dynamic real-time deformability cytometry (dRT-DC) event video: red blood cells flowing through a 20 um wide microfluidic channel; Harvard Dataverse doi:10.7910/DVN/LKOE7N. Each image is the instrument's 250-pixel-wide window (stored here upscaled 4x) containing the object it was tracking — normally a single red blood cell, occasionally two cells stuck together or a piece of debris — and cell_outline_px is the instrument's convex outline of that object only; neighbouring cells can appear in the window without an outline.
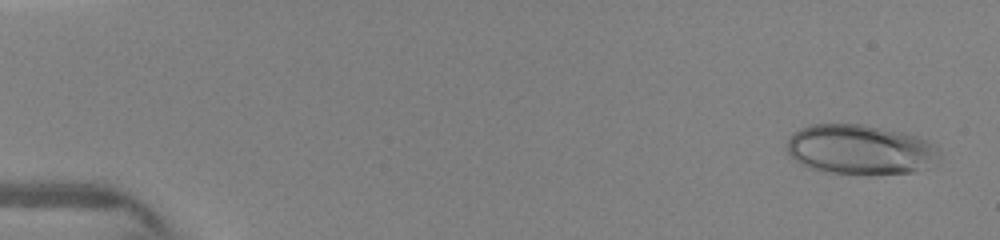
{"species": "human", "species_latin": "Homo sapiens", "temperature_condition": "warm", "stored_images_in_passage": 11, "camera_frame_rate_fps": 3000, "um_per_image_px": 0.085, "donor": {"sex": "female"}, "frame": {"image": 1, "passage_image": 1, "time_ms": 0.0, "image_size_px": [1000, 240], "cell_outline_px": [[940, 160], [928, 168], [912, 172], [824, 172], [808, 168], [800, 164], [788, 152], [788, 140], [792, 132], [800, 128], [812, 124], [860, 124], [904, 132], [916, 136], [936, 144], [940, 152]], "centroid_in_image_um": [73.14, 12.68], "position_along_channel_um": 11.9, "area_um2": 43.99}}